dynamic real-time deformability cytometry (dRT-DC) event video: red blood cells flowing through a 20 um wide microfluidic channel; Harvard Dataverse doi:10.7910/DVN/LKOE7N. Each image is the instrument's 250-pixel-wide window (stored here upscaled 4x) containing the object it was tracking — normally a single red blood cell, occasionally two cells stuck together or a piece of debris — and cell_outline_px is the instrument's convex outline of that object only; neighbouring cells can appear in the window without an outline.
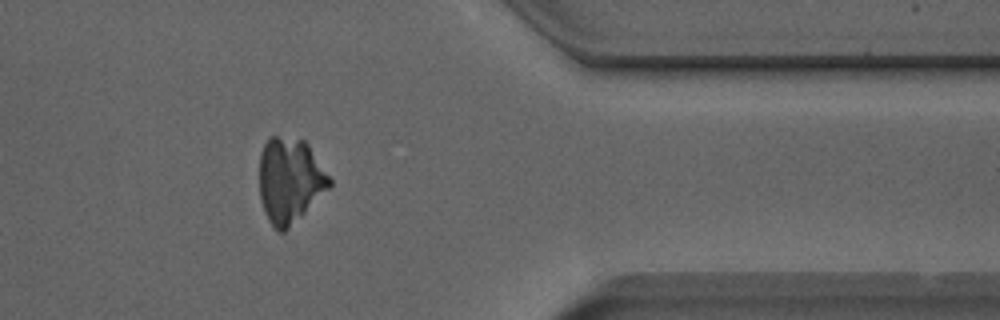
{"species": "Egyptian fruit bat (a non-hibernating species)", "species_latin": "Rousettus aegyptiacus", "temperature_condition": "room temperature", "stored_images_in_passage": 35, "camera_frame_rate_fps": 3000, "um_per_image_px": 0.085, "animal": {"sex": "male"}, "frame": {"image": 1, "passage_image": 26, "time_ms": 8.333, "image_size_px": [1000, 320], "cell_outline_px": [[332, 184], [284, 232], [276, 232], [268, 220], [264, 212], [260, 200], [260, 152], [264, 144], [272, 136], [276, 136], [304, 140], [308, 144], [332, 180]], "centroid_in_image_um": [24.61, 15.33], "position_along_channel_um": 386.8, "area_um2": 34.39}}
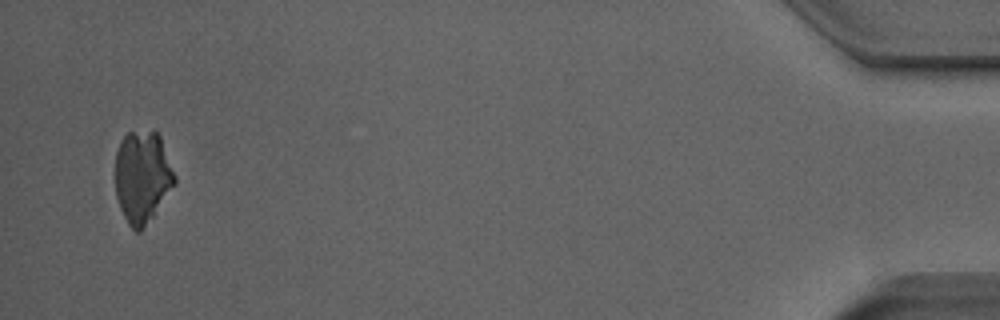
{"frame": {"image": 2, "passage_image": 34, "time_ms": 11.0, "image_size_px": [1000, 320], "cell_outline_px": [[176, 184], [144, 228], [140, 232], [136, 232], [128, 224], [120, 208], [116, 196], [116, 152], [120, 140], [128, 132], [156, 132], [160, 136], [176, 176]], "centroid_in_image_um": [12.11, 15.05], "position_along_channel_um": 423.1, "area_um2": 31.79}}